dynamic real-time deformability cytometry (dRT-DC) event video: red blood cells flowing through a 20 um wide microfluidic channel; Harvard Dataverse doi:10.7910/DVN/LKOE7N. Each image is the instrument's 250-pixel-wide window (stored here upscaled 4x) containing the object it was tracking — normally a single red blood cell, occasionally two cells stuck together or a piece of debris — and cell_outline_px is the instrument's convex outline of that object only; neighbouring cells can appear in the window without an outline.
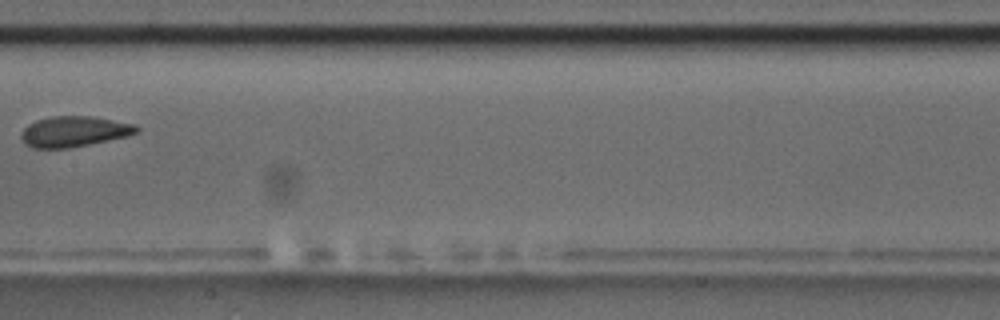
{"species": "common noctule bat (a hibernating species)", "species_latin": "Nyctalus noctula", "temperature_condition": "room temperature", "stored_images_in_passage": 17, "camera_frame_rate_fps": 3000, "um_per_image_px": 0.085, "animal": {"sex": "male", "body_mass_g": 17.5, "forearm_length_mm": 52.3}, "frame": {"image": 1, "passage_image": 10, "time_ms": 10.667, "image_size_px": [1000, 320], "cell_outline_px": [[140, 128], [136, 132], [128, 136], [68, 148], [32, 148], [24, 144], [20, 136], [20, 132], [28, 124], [36, 120], [52, 116], [92, 116], [136, 124]], "centroid_in_image_um": [6.26, 11.17], "position_along_channel_um": 201.1, "area_um2": 20.63}}
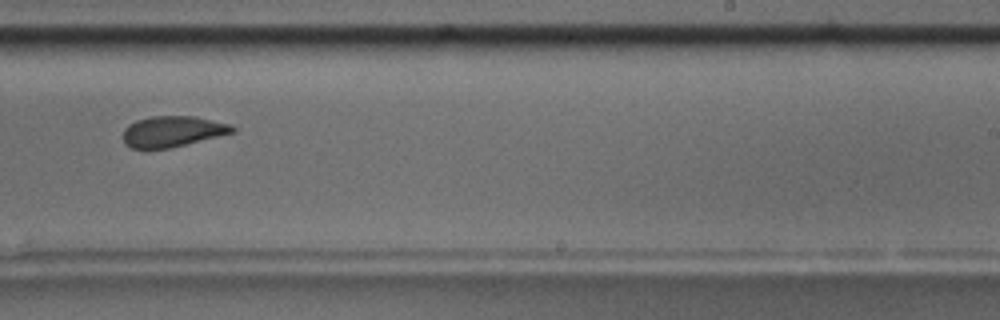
{"frame": {"image": 2, "passage_image": 12, "time_ms": 12.667, "image_size_px": [1000, 320], "cell_outline_px": [[236, 132], [168, 148], [128, 148], [124, 144], [124, 128], [128, 124], [136, 120], [152, 116], [196, 116], [232, 124], [236, 128]], "centroid_in_image_um": [14.68, 11.16], "position_along_channel_um": 274.3, "area_um2": 19.71}, "authors_computed_cell_mechanics": {"area_um2": 20.5768, "velocity_mm_per_s": 3.6657, "shape_relaxation_time_tau1_ms": 3.6534, "shape_relaxation_time_tau2_ms": 4.0374, "deformation_change_tau1": 0.1921, "deformation_change_tau2": 0.1059}}